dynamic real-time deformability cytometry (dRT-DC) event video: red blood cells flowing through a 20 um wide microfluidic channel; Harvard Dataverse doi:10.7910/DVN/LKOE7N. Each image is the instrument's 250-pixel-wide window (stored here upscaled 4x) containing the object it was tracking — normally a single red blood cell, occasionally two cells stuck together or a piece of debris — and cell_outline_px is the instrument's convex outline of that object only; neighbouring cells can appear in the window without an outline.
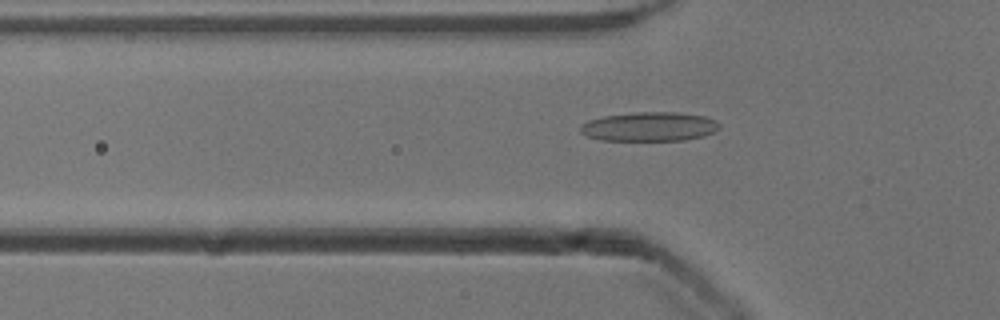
{"species": "common noctule bat (a hibernating species)", "species_latin": "Nyctalus noctula", "temperature_condition": "cold", "stored_images_in_passage": 52, "camera_frame_rate_fps": 3000, "um_per_image_px": 0.085, "animal": {"sex": "male", "body_mass_g": 13.3}, "frame": {"image": 1, "passage_image": 17, "time_ms": 5.333, "image_size_px": [1000, 320], "cell_outline_px": [[720, 128], [704, 136], [684, 140], [600, 140], [588, 136], [580, 132], [580, 124], [588, 120], [604, 116], [636, 112], [676, 112], [704, 116], [716, 120], [720, 124]], "centroid_in_image_um": [55.19, 10.76], "position_along_channel_um": 70.6, "area_um2": 23.64}}
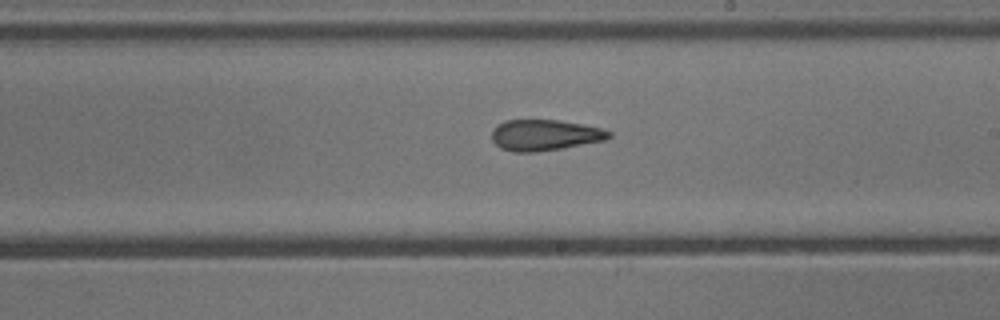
{"frame": {"image": 2, "passage_image": 30, "time_ms": 9.667, "image_size_px": [1000, 320], "cell_outline_px": [[612, 136], [604, 140], [564, 148], [536, 152], [512, 152], [500, 148], [492, 140], [492, 128], [496, 124], [504, 120], [560, 120], [604, 128], [612, 132]], "centroid_in_image_um": [46.3, 11.48], "position_along_channel_um": 242.7, "area_um2": 21.44}}
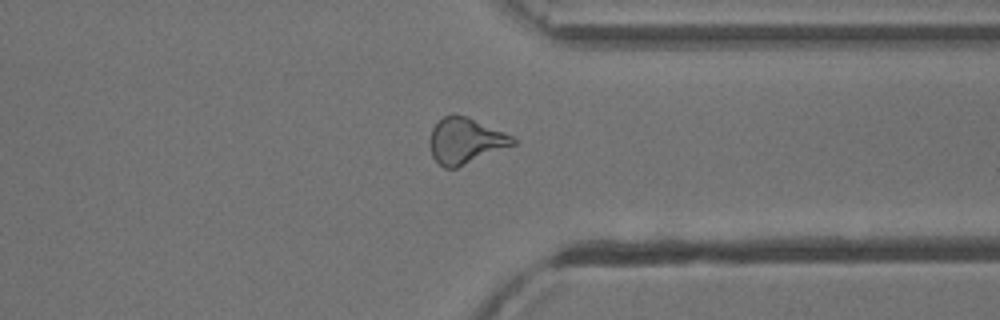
{"frame": {"image": 3, "passage_image": 40, "time_ms": 13.0, "image_size_px": [1000, 320], "cell_outline_px": [[516, 144], [456, 168], [444, 168], [432, 156], [428, 144], [428, 140], [432, 128], [444, 116], [452, 112], [468, 116], [504, 132], [512, 136], [516, 140]], "centroid_in_image_um": [39.53, 11.94], "position_along_channel_um": 371.9, "area_um2": 22.37}, "authors_computed_cell_mechanics": {"area_um2": 21.964, "velocity_mm_per_s": 3.94, "shape_relaxation_time_tau1_ms": null, "shape_relaxation_time_tau2_ms": 2.484, "deformation_change_tau1": null, "deformation_change_tau2": 0.1126}}